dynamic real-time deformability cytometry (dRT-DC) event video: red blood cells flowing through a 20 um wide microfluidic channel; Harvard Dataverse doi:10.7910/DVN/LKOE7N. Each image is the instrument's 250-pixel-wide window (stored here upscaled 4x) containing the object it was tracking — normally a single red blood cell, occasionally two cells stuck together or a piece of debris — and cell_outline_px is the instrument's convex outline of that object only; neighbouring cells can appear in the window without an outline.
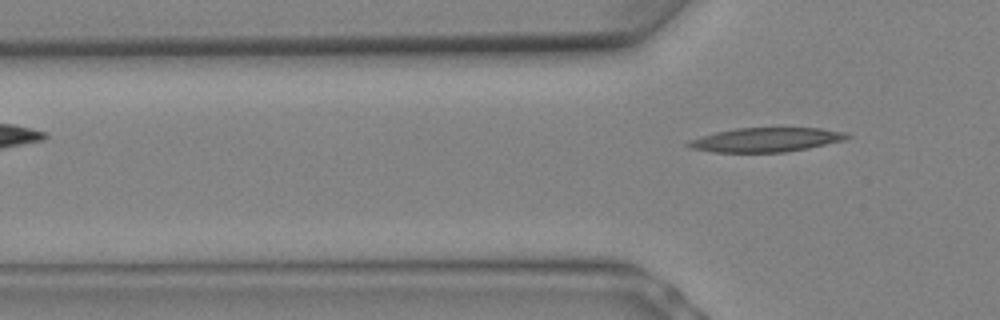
{"species": "Egyptian fruit bat (a non-hibernating species)", "species_latin": "Rousettus aegyptiacus", "temperature_condition": "warm", "stored_images_in_passage": 7, "segment_of_instrument_passage": [2, 2], "camera_frame_rate_fps": 3000, "um_per_image_px": 0.085, "animal": {"sex": "female"}, "frame": {"image": 1, "passage_image": 7, "time_ms": 2.0, "image_size_px": [1000, 320], "cell_outline_px": [[852, 136], [844, 140], [808, 148], [784, 152], [712, 152], [692, 148], [684, 144], [688, 140], [700, 136], [716, 132], [736, 128], [820, 128], [844, 132]], "centroid_in_image_um": [65.08, 11.88], "position_along_channel_um": 60.7, "area_um2": 22.31}}